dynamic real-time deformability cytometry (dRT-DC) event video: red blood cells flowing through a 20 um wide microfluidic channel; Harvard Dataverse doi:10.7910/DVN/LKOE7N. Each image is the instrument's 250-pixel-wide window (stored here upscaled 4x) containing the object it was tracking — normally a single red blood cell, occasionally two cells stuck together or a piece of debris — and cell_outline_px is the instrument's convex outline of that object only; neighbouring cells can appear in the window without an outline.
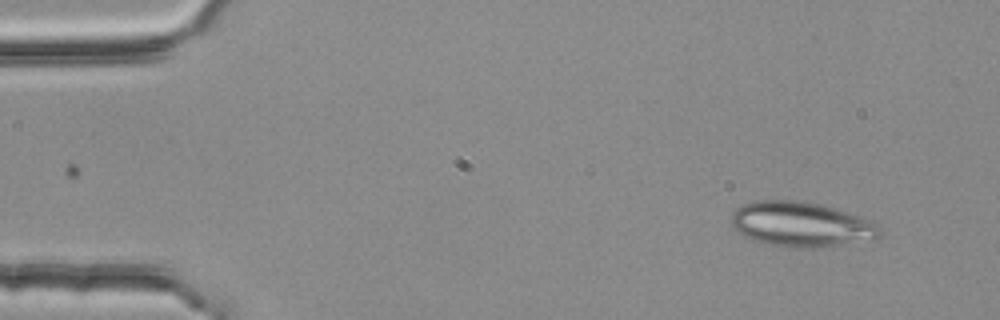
{"species": "common noctule bat (a hibernating species)", "species_latin": "Nyctalus noctula", "temperature_condition": "room temperature", "stored_images_in_passage": 4, "camera_frame_rate_fps": 3000, "um_per_image_px": 0.085, "animal": {"sex": "female", "body_mass_g": 25.1}, "frame": {"image": 1, "passage_image": 1, "time_ms": 0.0, "image_size_px": [1000, 320], "cell_outline_px": [[884, 236], [876, 240], [812, 248], [788, 248], [764, 244], [752, 240], [744, 236], [732, 224], [732, 212], [736, 208], [744, 204], [756, 200], [804, 200], [824, 204], [864, 216], [876, 224], [884, 232]], "centroid_in_image_um": [68.19, 19.07], "position_along_channel_um": 16.8, "area_um2": 39.94}}